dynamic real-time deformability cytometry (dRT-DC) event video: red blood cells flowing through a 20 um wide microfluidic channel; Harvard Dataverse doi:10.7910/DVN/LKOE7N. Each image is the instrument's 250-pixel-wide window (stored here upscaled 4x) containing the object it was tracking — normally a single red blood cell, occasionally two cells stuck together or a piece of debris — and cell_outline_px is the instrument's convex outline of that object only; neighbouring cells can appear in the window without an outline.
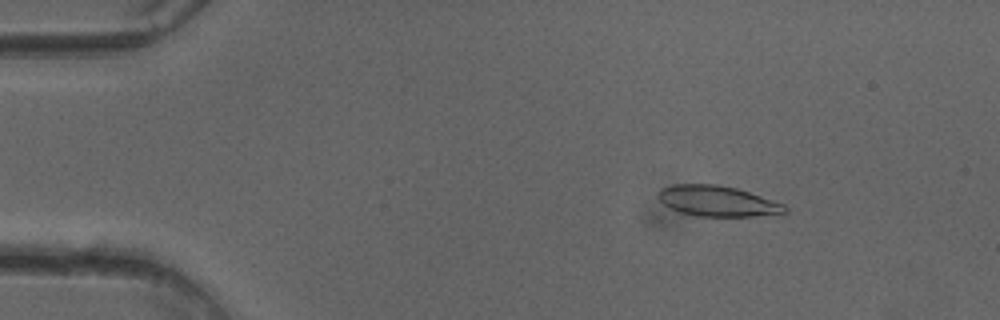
{"species": "common noctule bat (a hibernating species)", "species_latin": "Nyctalus noctula", "temperature_condition": "cold", "stored_images_in_passage": 50, "camera_frame_rate_fps": 3000, "um_per_image_px": 0.085, "animal": {"sex": "female"}, "frame": {"image": 1, "passage_image": 7, "time_ms": 2.0, "image_size_px": [1000, 320], "cell_outline_px": [[788, 212], [752, 216], [696, 216], [680, 212], [668, 208], [656, 196], [656, 192], [660, 188], [672, 184], [716, 184], [736, 188], [784, 204], [788, 208]], "centroid_in_image_um": [60.91, 17.08], "position_along_channel_um": 24.1, "area_um2": 22.6}}
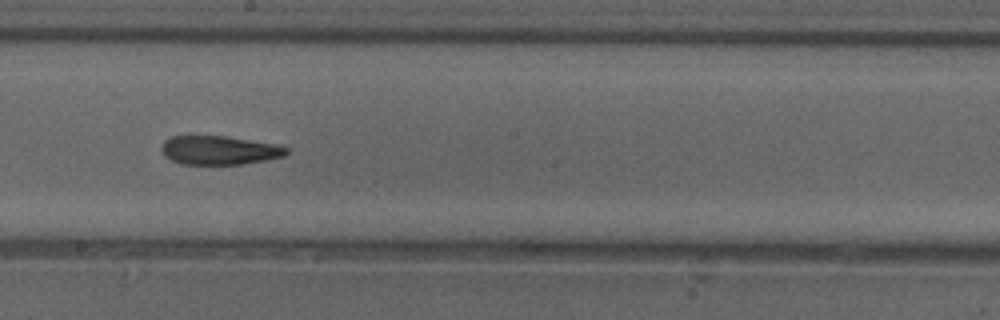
{"frame": {"image": 2, "passage_image": 28, "time_ms": 9.0, "image_size_px": [1000, 320], "cell_outline_px": [[288, 152], [284, 156], [244, 164], [180, 164], [164, 156], [160, 148], [164, 140], [172, 136], [224, 136], [276, 144], [288, 148]], "centroid_in_image_um": [18.61, 12.77], "position_along_channel_um": 229.6, "area_um2": 20.92}}
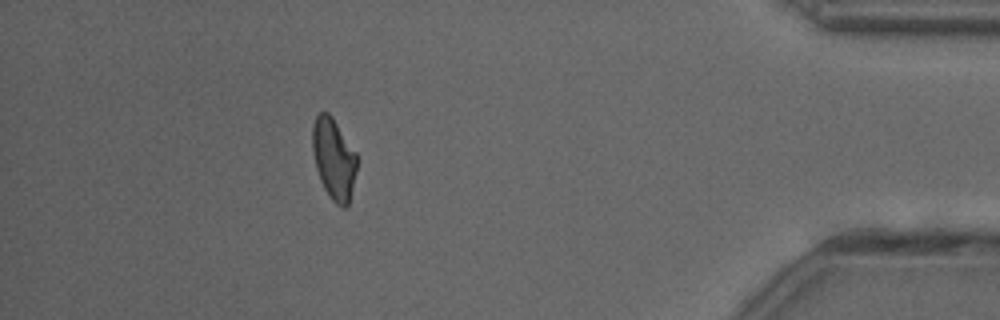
{"frame": {"image": 3, "passage_image": 45, "time_ms": 14.667, "image_size_px": [1000, 320], "cell_outline_px": [[356, 172], [348, 204], [344, 208], [336, 204], [332, 200], [324, 188], [320, 180], [316, 168], [312, 152], [312, 124], [316, 116], [320, 112], [328, 112], [332, 116], [356, 152]], "centroid_in_image_um": [28.35, 13.47], "position_along_channel_um": 406.9, "area_um2": 20.98}, "authors_computed_cell_mechanics": {"area_um2": 22.1952, "velocity_mm_per_s": 4.0334, "shape_relaxation_time_tau1_ms": null, "shape_relaxation_time_tau2_ms": 3.9825, "deformation_change_tau1": null, "deformation_change_tau2": 0.1275}}